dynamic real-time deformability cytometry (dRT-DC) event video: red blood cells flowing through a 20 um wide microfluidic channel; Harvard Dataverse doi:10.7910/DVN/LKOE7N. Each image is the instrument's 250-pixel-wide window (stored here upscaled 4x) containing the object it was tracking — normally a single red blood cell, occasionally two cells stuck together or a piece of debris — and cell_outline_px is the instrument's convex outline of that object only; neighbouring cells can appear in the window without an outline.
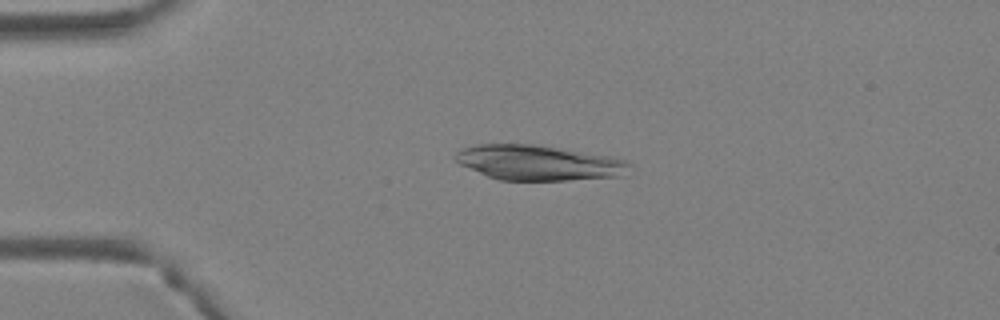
{"species": "Egyptian fruit bat (a non-hibernating species)", "species_latin": "Rousettus aegyptiacus", "temperature_condition": "warm", "stored_images_in_passage": 4, "camera_frame_rate_fps": 3000, "um_per_image_px": 0.085, "animal": {"sex": "female"}, "frame": {"image": 1, "passage_image": 3, "time_ms": 0.667, "image_size_px": [1000, 320], "cell_outline_px": [[632, 164], [628, 176], [568, 180], [500, 180], [488, 176], [460, 164], [456, 160], [456, 152], [460, 148], [476, 144], [536, 144], [608, 156], [624, 160]], "centroid_in_image_um": [45.82, 13.83], "position_along_channel_um": 39.2, "area_um2": 35.72}}
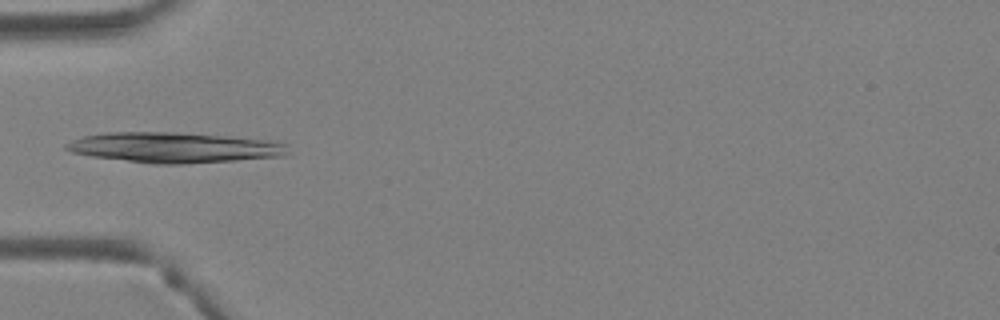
{"frame": {"image": 2, "passage_image": 4, "time_ms": 1.0, "image_size_px": [1000, 320], "cell_outline_px": [[288, 144], [284, 156], [236, 160], [184, 164], [152, 164], [92, 156], [72, 152], [64, 148], [64, 144], [72, 140], [84, 136], [108, 132], [176, 132], [232, 136], [280, 140]], "centroid_in_image_um": [14.87, 12.53], "position_along_channel_um": 70.1, "area_um2": 39.65}}